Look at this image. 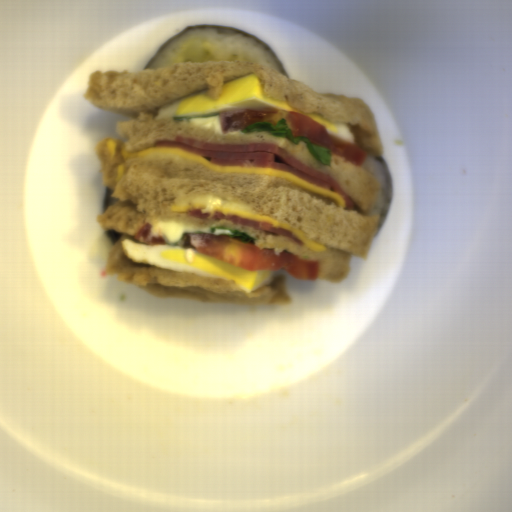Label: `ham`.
Returning <instances> with one entry per match:
<instances>
[{"label":"ham","mask_w":512,"mask_h":512,"mask_svg":"<svg viewBox=\"0 0 512 512\" xmlns=\"http://www.w3.org/2000/svg\"><path fill=\"white\" fill-rule=\"evenodd\" d=\"M154 146L181 147L186 151L209 158V162L215 165H244L290 171L305 181L320 185L333 192H339L344 198L346 206L354 207L353 201L335 178L306 165L277 144H212L178 134L175 135V139L157 140Z\"/></svg>","instance_id":"37f43c06"},{"label":"ham","mask_w":512,"mask_h":512,"mask_svg":"<svg viewBox=\"0 0 512 512\" xmlns=\"http://www.w3.org/2000/svg\"><path fill=\"white\" fill-rule=\"evenodd\" d=\"M213 217L215 219H224V221L231 220L232 224L240 223L244 226H252L253 230L270 232L272 234H283L287 235L289 238L294 240L297 244L303 245L304 242L302 239L293 235L290 230L284 229L282 227H275L272 223L266 221H254L250 218H239L236 214L230 213L228 215H224L220 210H215Z\"/></svg>","instance_id":"09b19980"},{"label":"ham","mask_w":512,"mask_h":512,"mask_svg":"<svg viewBox=\"0 0 512 512\" xmlns=\"http://www.w3.org/2000/svg\"><path fill=\"white\" fill-rule=\"evenodd\" d=\"M202 208L203 207L195 209V210H189V215L195 216L196 218H201L203 220H208L209 219L208 218L209 213H201L200 210Z\"/></svg>","instance_id":"d13d27c6"}]
</instances>
